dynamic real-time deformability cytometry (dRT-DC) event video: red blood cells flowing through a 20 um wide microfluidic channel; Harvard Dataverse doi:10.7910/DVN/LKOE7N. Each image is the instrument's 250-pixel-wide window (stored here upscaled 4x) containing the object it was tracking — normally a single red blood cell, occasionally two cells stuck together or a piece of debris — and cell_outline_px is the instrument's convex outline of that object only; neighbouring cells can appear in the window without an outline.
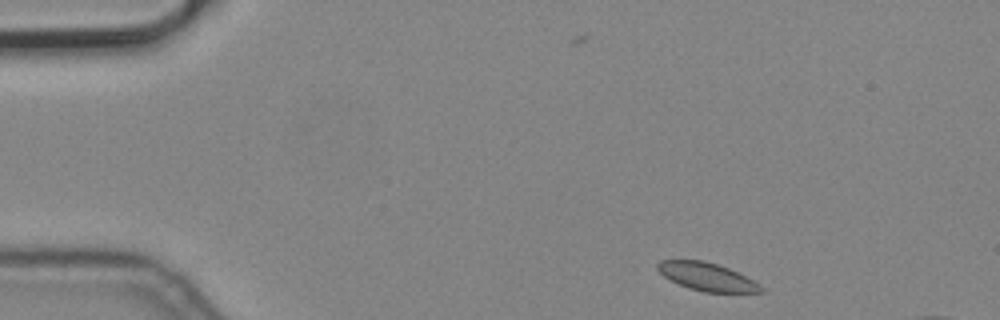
{"species": "common noctule bat (a hibernating species)", "species_latin": "Nyctalus noctula", "temperature_condition": "cold", "stored_images_in_passage": 3, "camera_frame_rate_fps": 3000, "um_per_image_px": 0.085, "animal": {"sex": "male", "body_mass_g": 19.2, "forearm_length_mm": 51.8}, "frame": {"image": 1, "passage_image": 1, "time_ms": 0.0, "image_size_px": [1000, 320], "cell_outline_px": [[764, 292], [704, 292], [688, 288], [664, 276], [656, 268], [656, 264], [660, 260], [704, 260], [728, 268], [760, 284], [764, 288]], "centroid_in_image_um": [60.08, 23.52], "position_along_channel_um": 24.9, "area_um2": 16.65}}